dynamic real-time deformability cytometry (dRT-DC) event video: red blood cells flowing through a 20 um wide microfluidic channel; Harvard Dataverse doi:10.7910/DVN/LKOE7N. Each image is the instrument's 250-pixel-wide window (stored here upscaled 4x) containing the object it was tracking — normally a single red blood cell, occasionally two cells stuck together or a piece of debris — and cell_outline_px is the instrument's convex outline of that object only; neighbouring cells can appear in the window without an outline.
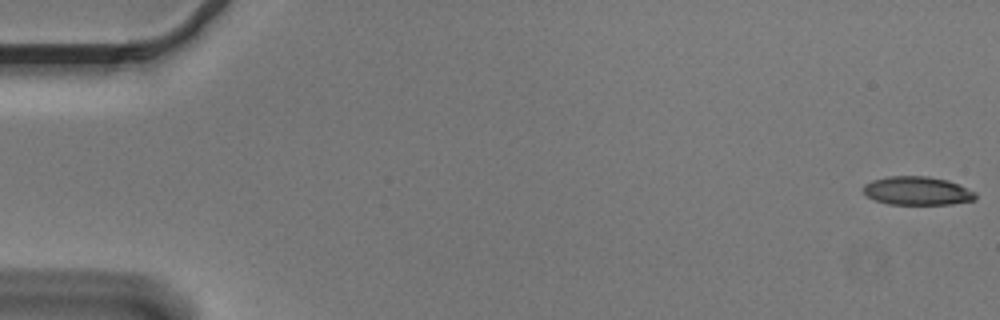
{"species": "Egyptian fruit bat (a non-hibernating species)", "species_latin": "Rousettus aegyptiacus", "temperature_condition": "cold", "stored_images_in_passage": 55, "camera_frame_rate_fps": 3000, "um_per_image_px": 0.085, "animal": {"sex": "male"}, "frame": {"image": 1, "passage_image": 1, "time_ms": 0.0, "image_size_px": [1000, 320], "cell_outline_px": [[976, 200], [952, 204], [888, 204], [876, 200], [868, 196], [864, 192], [864, 184], [872, 180], [888, 176], [928, 176], [948, 180], [976, 192]], "centroid_in_image_um": [77.99, 16.22], "position_along_channel_um": 7.0, "area_um2": 18.61}}
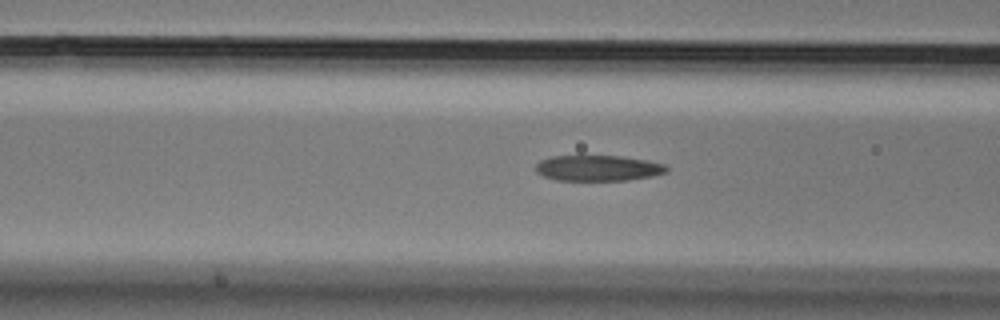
{"frame": {"image": 2, "passage_image": 22, "time_ms": 7.0, "image_size_px": [1000, 320], "cell_outline_px": [[668, 172], [652, 176], [628, 180], [556, 180], [544, 176], [536, 172], [536, 164], [540, 160], [552, 156], [620, 156], [648, 160], [664, 164], [668, 168]], "centroid_in_image_um": [50.85, 14.28], "position_along_channel_um": 115.8, "area_um2": 19.59}}
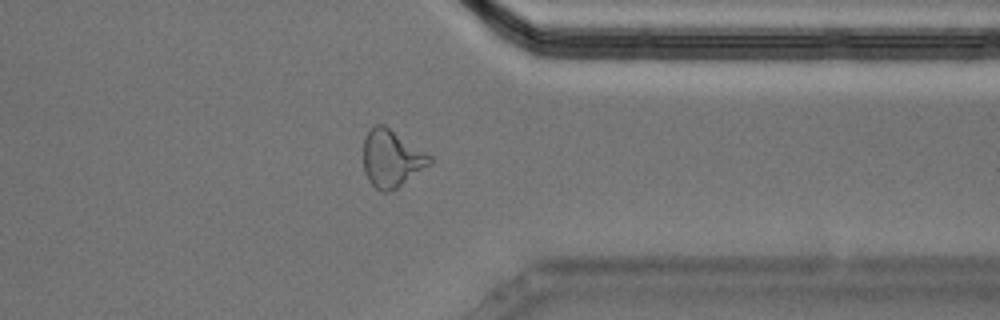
{"frame": {"image": 3, "passage_image": 44, "time_ms": 14.333, "image_size_px": [1000, 320], "cell_outline_px": [[432, 164], [396, 188], [388, 192], [380, 192], [368, 180], [364, 172], [364, 140], [368, 132], [376, 124], [384, 124], [432, 156]], "centroid_in_image_um": [33.29, 13.48], "position_along_channel_um": 378.1, "area_um2": 22.02}, "authors_computed_cell_mechanics": {"area_um2": 20.23, "velocity_mm_per_s": 3.6328, "shape_relaxation_time_tau1_ms": 9.7044, "shape_relaxation_time_tau2_ms": 2.7838, "deformation_change_tau1": 0.2447, "deformation_change_tau2": 0.122}}